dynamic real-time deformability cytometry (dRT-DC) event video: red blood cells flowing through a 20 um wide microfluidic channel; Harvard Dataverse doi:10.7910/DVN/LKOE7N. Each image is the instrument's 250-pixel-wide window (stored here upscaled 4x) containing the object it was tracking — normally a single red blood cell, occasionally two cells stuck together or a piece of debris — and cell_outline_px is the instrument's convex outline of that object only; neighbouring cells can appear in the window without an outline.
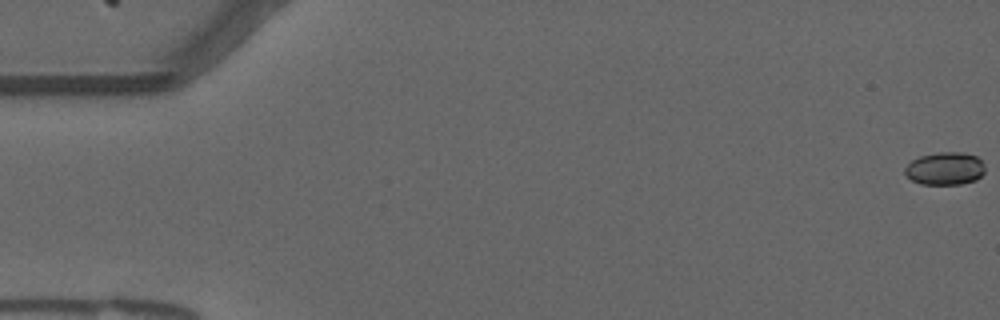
{"species": "common noctule bat (a hibernating species)", "species_latin": "Nyctalus noctula", "temperature_condition": "warm", "stored_images_in_passage": 56, "camera_frame_rate_fps": 3000, "um_per_image_px": 0.085, "animal": {"sex": "male", "forearm_length_mm": 52.5}, "frame": {"image": 1, "passage_image": 1, "time_ms": 0.0, "image_size_px": [1000, 320], "cell_outline_px": [[984, 172], [976, 180], [960, 184], [920, 184], [912, 180], [904, 172], [904, 168], [912, 160], [920, 156], [936, 152], [964, 152], [976, 156], [984, 164]], "centroid_in_image_um": [80.32, 14.32], "position_along_channel_um": 4.7, "area_um2": 15.32}}
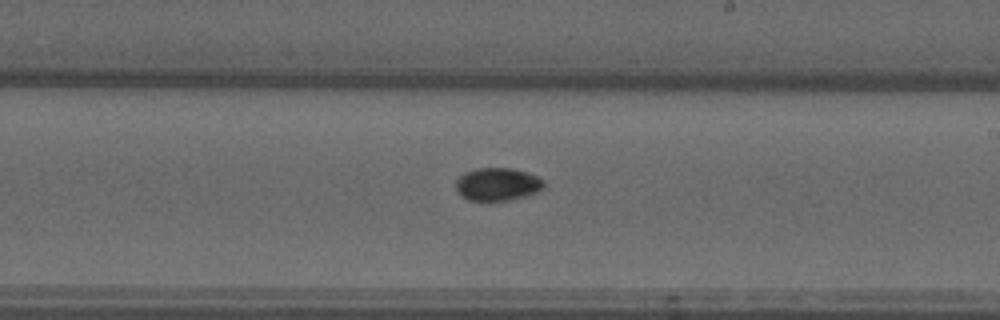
{"frame": {"image": 2, "passage_image": 33, "time_ms": 10.667, "image_size_px": [1000, 320], "cell_outline_px": [[544, 188], [536, 192], [524, 196], [504, 200], [468, 200], [460, 196], [456, 192], [456, 180], [464, 172], [476, 168], [512, 168], [528, 172], [544, 180]], "centroid_in_image_um": [42.26, 15.64], "position_along_channel_um": 246.7, "area_um2": 16.88}}
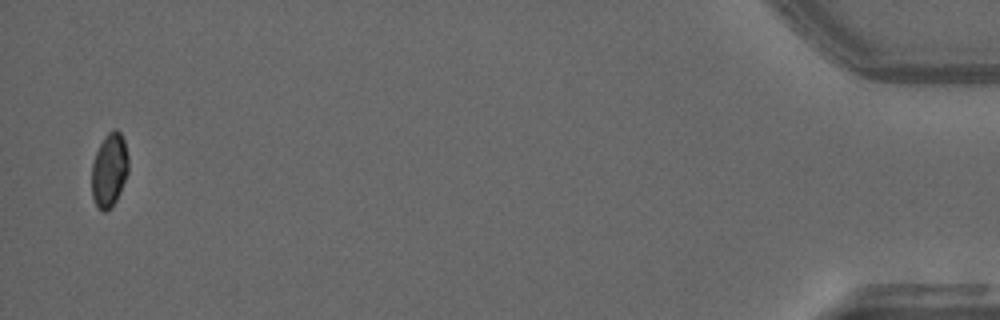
{"frame": {"image": 3, "passage_image": 55, "time_ms": 18.0, "image_size_px": [1000, 320], "cell_outline_px": [[128, 172], [120, 192], [116, 200], [104, 212], [100, 212], [92, 196], [92, 164], [96, 152], [104, 136], [112, 128], [116, 128], [120, 132], [124, 140], [128, 156]], "centroid_in_image_um": [9.29, 14.42], "position_along_channel_um": 425.9, "area_um2": 15.78}, "authors_computed_cell_mechanics": {"area_um2": 16.1551, "velocity_mm_per_s": 3.7301, "shape_relaxation_time_tau1_ms": 5.054, "shape_relaxation_time_tau2_ms": null, "deformation_change_tau1": 0.1209, "deformation_change_tau2": null}}